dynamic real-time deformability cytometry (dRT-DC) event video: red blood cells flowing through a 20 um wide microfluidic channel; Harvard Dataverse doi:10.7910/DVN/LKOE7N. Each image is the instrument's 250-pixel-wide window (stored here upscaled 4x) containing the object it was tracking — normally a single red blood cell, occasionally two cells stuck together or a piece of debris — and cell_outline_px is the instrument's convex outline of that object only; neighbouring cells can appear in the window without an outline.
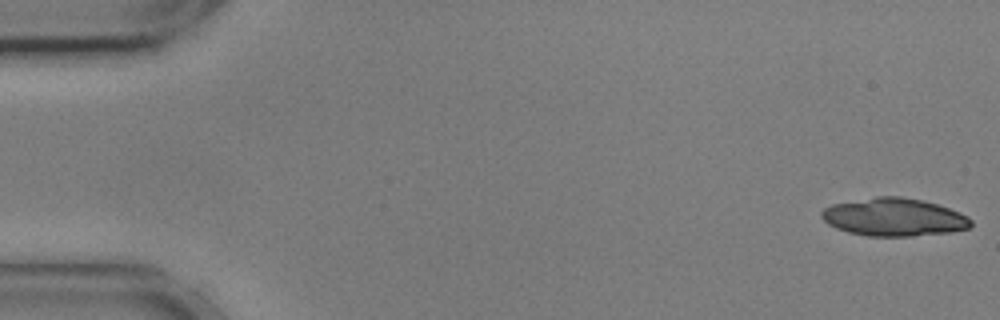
{"species": "common noctule bat (a hibernating species)", "species_latin": "Nyctalus noctula", "temperature_condition": "cold", "stored_images_in_passage": 26, "camera_frame_rate_fps": 3000, "um_per_image_px": 0.085, "animal": {"sex": "male", "body_mass_g": 17.9, "forearm_length_mm": 54.2}, "frame": {"image": 1, "passage_image": 1, "time_ms": 0.0, "image_size_px": [1000, 320], "cell_outline_px": [[972, 224], [968, 228], [952, 232], [912, 236], [868, 236], [848, 232], [836, 228], [828, 224], [820, 216], [820, 212], [824, 208], [832, 204], [876, 196], [900, 196], [920, 200], [936, 204], [960, 212], [968, 216], [972, 220]], "centroid_in_image_um": [75.98, 18.46], "position_along_channel_um": 9.0, "area_um2": 33.06}}